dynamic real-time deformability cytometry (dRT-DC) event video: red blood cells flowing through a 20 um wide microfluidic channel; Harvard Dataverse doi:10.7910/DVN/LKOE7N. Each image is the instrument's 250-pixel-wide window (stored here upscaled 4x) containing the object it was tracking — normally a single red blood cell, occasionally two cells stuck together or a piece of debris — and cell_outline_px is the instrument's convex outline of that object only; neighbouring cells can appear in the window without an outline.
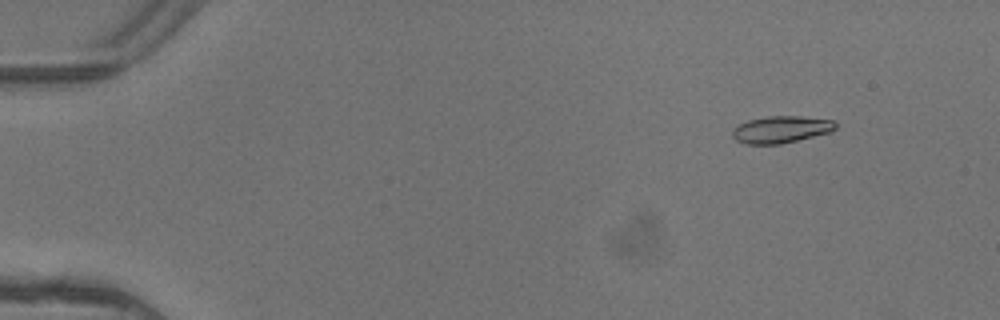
{"species": "common noctule bat (a hibernating species)", "species_latin": "Nyctalus noctula", "temperature_condition": "warm", "stored_images_in_passage": 5, "camera_frame_rate_fps": 3000, "um_per_image_px": 0.085, "animal": {"sex": "female"}, "frame": {"image": 1, "passage_image": 2, "time_ms": 0.333, "image_size_px": [1000, 320], "cell_outline_px": [[836, 128], [832, 132], [780, 144], [744, 144], [736, 140], [732, 136], [732, 128], [748, 120], [768, 116], [800, 116], [836, 120]], "centroid_in_image_um": [66.4, 11.0], "position_along_channel_um": 18.6, "area_um2": 16.36}}
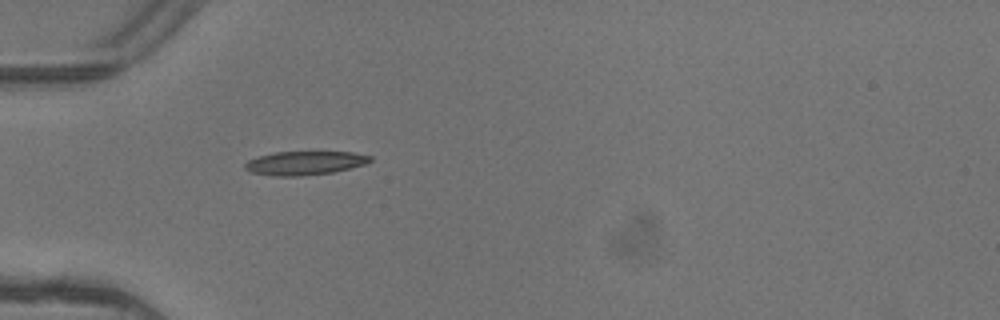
{"frame": {"image": 2, "passage_image": 5, "time_ms": 1.333, "image_size_px": [1000, 320], "cell_outline_px": [[372, 160], [364, 164], [332, 172], [300, 176], [272, 176], [252, 172], [244, 168], [244, 164], [248, 160], [260, 156], [276, 152], [352, 152], [372, 156]], "centroid_in_image_um": [25.89, 13.86], "position_along_channel_um": 59.1, "area_um2": 17.11}}